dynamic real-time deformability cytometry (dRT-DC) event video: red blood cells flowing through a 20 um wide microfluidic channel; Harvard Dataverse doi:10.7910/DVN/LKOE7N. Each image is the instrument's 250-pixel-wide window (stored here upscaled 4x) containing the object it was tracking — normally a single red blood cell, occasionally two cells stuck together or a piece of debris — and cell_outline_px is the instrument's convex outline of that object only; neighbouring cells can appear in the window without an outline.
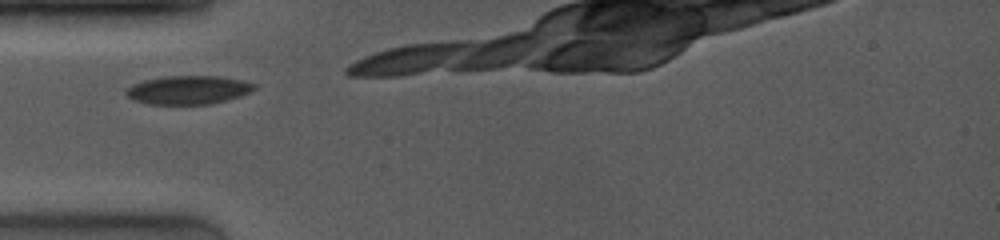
{"species": "common noctule bat (a hibernating species)", "species_latin": "Nyctalus noctula", "temperature_condition": "room temperature", "stored_images_in_passage": 5, "camera_frame_rate_fps": 4000, "um_per_image_px": 0.085, "animal": {"sex": "female", "body_mass_g": 19.0, "forearm_length_mm": 53.3}, "frame": {"image": 1, "passage_image": 1, "time_ms": 0.0, "image_size_px": [1000, 240], "cell_outline_px": [[256, 88], [252, 92], [228, 100], [212, 104], [148, 104], [132, 100], [124, 92], [132, 84], [144, 80], [164, 76], [216, 76], [244, 80], [256, 84]], "centroid_in_image_um": [16.02, 7.65], "position_along_channel_um": 69.0, "area_um2": 21.56}}